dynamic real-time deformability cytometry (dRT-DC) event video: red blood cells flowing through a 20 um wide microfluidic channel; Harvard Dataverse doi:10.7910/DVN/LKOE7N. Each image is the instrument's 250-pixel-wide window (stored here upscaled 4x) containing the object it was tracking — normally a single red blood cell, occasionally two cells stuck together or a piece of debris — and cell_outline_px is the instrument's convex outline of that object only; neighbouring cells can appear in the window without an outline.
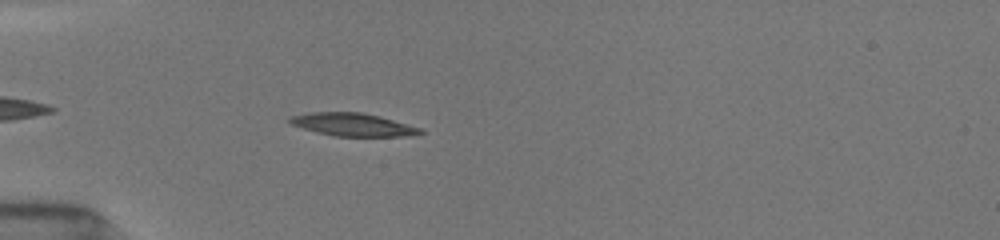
{"species": "common noctule bat (a hibernating species)", "species_latin": "Nyctalus noctula", "temperature_condition": "room temperature", "stored_images_in_passage": 8, "camera_frame_rate_fps": 3000, "um_per_image_px": 0.085, "animal": {"sex": "female", "body_mass_g": 19.5, "forearm_length_mm": 54.1}, "frame": {"image": 1, "passage_image": 5, "time_ms": 1.333, "image_size_px": [1000, 240], "cell_outline_px": [[424, 132], [408, 136], [336, 136], [316, 132], [292, 124], [288, 120], [288, 116], [308, 112], [360, 112], [380, 116], [420, 128]], "centroid_in_image_um": [29.95, 10.58], "position_along_channel_um": 55.1, "area_um2": 17.28}}